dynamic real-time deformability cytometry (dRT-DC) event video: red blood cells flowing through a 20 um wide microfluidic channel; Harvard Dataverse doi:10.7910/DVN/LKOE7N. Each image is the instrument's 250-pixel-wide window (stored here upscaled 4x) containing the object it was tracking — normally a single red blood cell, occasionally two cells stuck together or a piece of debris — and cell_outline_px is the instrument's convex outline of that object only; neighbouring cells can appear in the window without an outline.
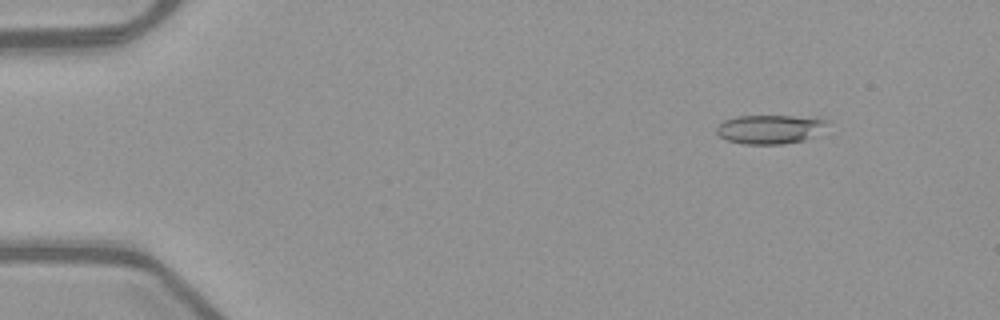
{"species": "common noctule bat (a hibernating species)", "species_latin": "Nyctalus noctula", "temperature_condition": "warm", "stored_images_in_passage": 52, "camera_frame_rate_fps": 3000, "um_per_image_px": 0.085, "animal": {"sex": "female", "body_mass_g": 21.9}, "frame": {"image": 1, "passage_image": 6, "time_ms": 1.667, "image_size_px": [1000, 320], "cell_outline_px": [[832, 120], [812, 136], [804, 140], [784, 144], [744, 144], [728, 140], [720, 136], [716, 132], [716, 128], [724, 120], [736, 116], [816, 116]], "centroid_in_image_um": [65.48, 10.96], "position_along_channel_um": 19.5, "area_um2": 18.79}}
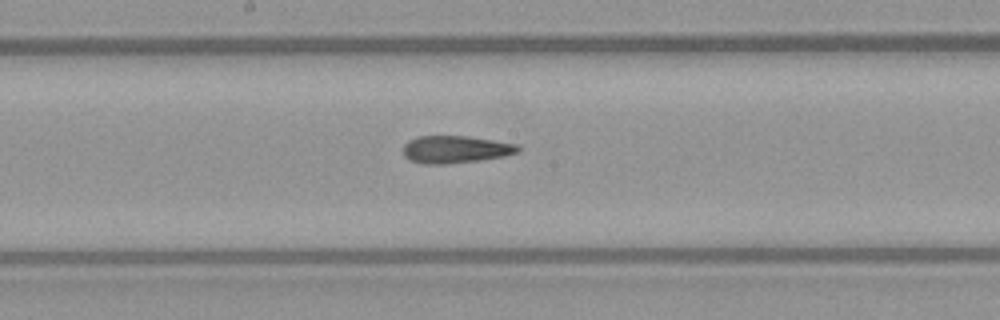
{"frame": {"image": 2, "passage_image": 28, "time_ms": 9.0, "image_size_px": [1000, 320], "cell_outline_px": [[520, 152], [504, 156], [480, 160], [448, 164], [420, 164], [408, 160], [404, 156], [404, 144], [408, 140], [416, 136], [468, 136], [520, 144]], "centroid_in_image_um": [38.72, 12.7], "position_along_channel_um": 209.5, "area_um2": 18.67}}
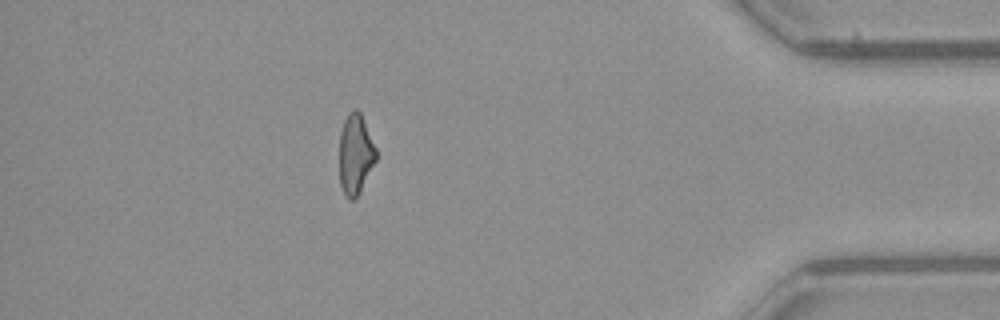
{"frame": {"image": 3, "passage_image": 46, "time_ms": 15.0, "image_size_px": [1000, 320], "cell_outline_px": [[376, 160], [356, 200], [348, 200], [344, 196], [340, 184], [340, 132], [344, 120], [348, 112], [356, 108], [360, 112], [376, 148]], "centroid_in_image_um": [30.2, 13.14], "position_along_channel_um": 405.0, "area_um2": 17.22}, "authors_computed_cell_mechanics": {"area_um2": 18.5249, "velocity_mm_per_s": 3.9961, "shape_relaxation_time_tau1_ms": null, "shape_relaxation_time_tau2_ms": 3.5898, "deformation_change_tau1": null, "deformation_change_tau2": 0.1381}}